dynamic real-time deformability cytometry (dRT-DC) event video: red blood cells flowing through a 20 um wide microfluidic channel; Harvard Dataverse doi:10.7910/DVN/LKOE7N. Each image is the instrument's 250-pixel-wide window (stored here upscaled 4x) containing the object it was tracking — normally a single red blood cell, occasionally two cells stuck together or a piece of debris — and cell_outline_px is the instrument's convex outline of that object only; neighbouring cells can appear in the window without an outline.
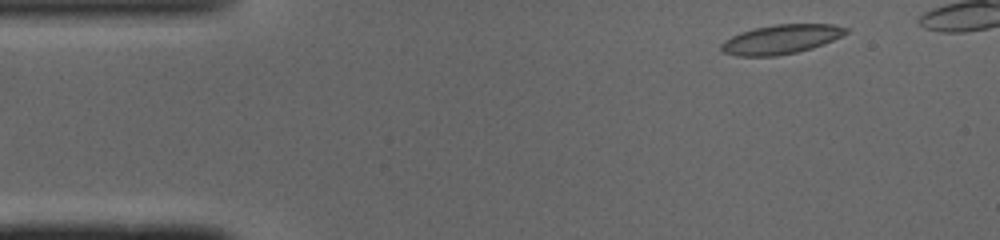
{"species": "common noctule bat (a hibernating species)", "species_latin": "Nyctalus noctula", "temperature_condition": "cold", "stored_images_in_passage": 40, "camera_frame_rate_fps": 3000, "um_per_image_px": 0.085, "animal": {"sex": "male", "body_mass_g": 19.0, "forearm_length_mm": 50.8}, "frame": {"image": 1, "passage_image": 2, "time_ms": 0.333, "image_size_px": [1000, 240], "cell_outline_px": [[848, 32], [832, 40], [812, 48], [796, 52], [776, 56], [736, 56], [720, 52], [720, 44], [724, 40], [740, 32], [756, 28], [776, 24], [832, 24], [848, 28]], "centroid_in_image_um": [66.33, 3.35], "position_along_channel_um": 18.7, "area_um2": 21.21}}
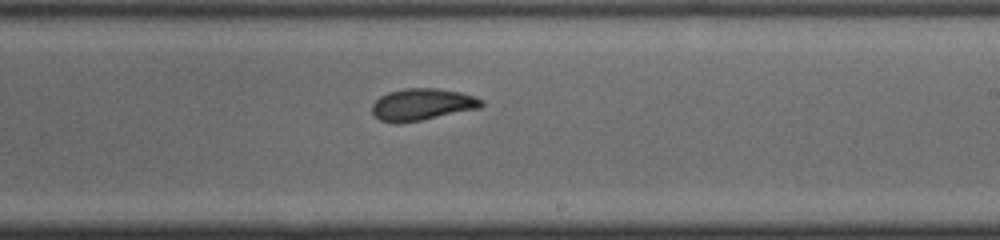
{"frame": {"image": 2, "passage_image": 25, "time_ms": 8.0, "image_size_px": [1000, 240], "cell_outline_px": [[484, 104], [480, 108], [400, 124], [392, 124], [380, 120], [372, 112], [372, 104], [380, 96], [388, 92], [404, 88], [436, 88], [460, 92], [484, 100]], "centroid_in_image_um": [35.86, 8.88], "position_along_channel_um": 253.1, "area_um2": 20.35}}
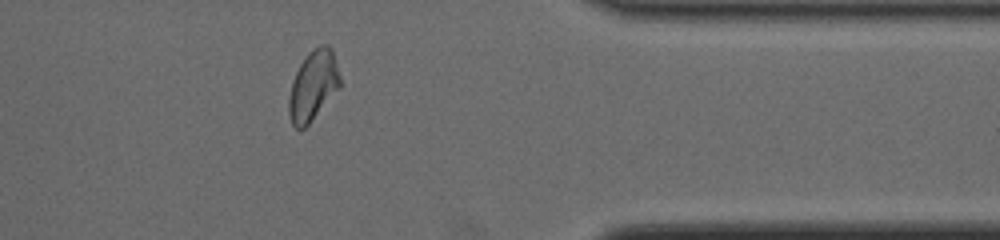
{"frame": {"image": 3, "passage_image": 36, "time_ms": 11.667, "image_size_px": [1000, 240], "cell_outline_px": [[344, 84], [308, 124], [304, 128], [296, 128], [292, 124], [288, 112], [288, 100], [292, 80], [304, 56], [312, 48], [320, 44], [328, 44], [332, 48]], "centroid_in_image_um": [26.65, 7.23], "position_along_channel_um": 384.7, "area_um2": 21.39}, "authors_computed_cell_mechanics": {"area_um2": 20.6635, "velocity_mm_per_s": 4.081, "shape_relaxation_time_tau1_ms": 8.1356, "shape_relaxation_time_tau2_ms": 1.2088, "deformation_change_tau1": 0.1816, "deformation_change_tau2": 0.0649}}